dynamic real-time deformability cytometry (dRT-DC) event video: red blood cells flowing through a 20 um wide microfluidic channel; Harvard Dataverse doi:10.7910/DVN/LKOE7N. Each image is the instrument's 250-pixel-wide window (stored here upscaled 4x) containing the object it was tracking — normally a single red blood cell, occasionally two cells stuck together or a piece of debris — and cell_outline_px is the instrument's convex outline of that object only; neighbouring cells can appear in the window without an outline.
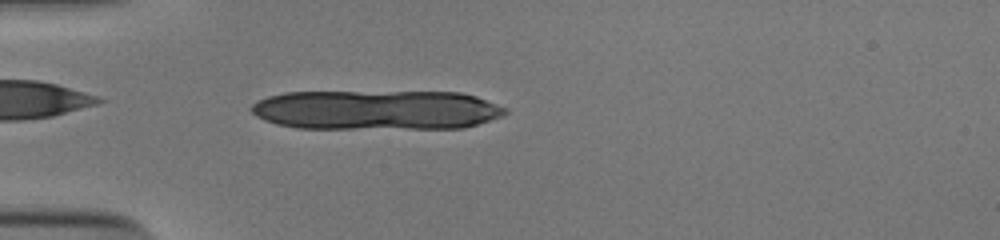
{"species": "human", "species_latin": "Homo sapiens", "temperature_condition": "cold", "stored_images_in_passage": 40, "segment_of_instrument_passage": [1, 2], "camera_frame_rate_fps": 3000, "um_per_image_px": 0.085, "donor": {"sex": "male"}, "frame": {"image": 1, "passage_image": 4, "time_ms": 1.0, "image_size_px": [1000, 240], "cell_outline_px": [[508, 112], [504, 116], [464, 128], [296, 128], [276, 124], [264, 120], [256, 116], [248, 108], [256, 100], [268, 96], [284, 92], [460, 92], [476, 96], [508, 108]], "centroid_in_image_um": [31.99, 9.34], "position_along_channel_um": 53.0, "area_um2": 59.19}}